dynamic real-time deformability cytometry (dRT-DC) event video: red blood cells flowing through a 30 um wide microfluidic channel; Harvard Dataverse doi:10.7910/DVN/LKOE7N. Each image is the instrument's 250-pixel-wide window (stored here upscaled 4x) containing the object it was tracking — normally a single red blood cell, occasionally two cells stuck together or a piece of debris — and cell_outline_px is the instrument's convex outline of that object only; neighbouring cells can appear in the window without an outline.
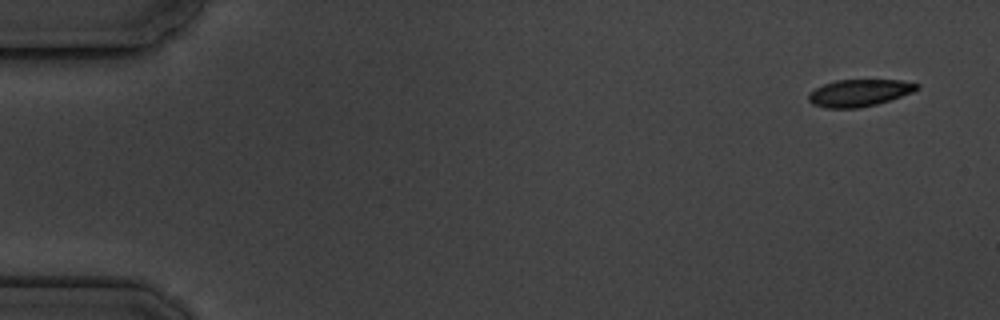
{"species": "common noctule bat (a hibernating species)", "species_latin": "Nyctalus noctula", "temperature_condition": "cold", "stored_images_in_passage": 6, "camera_frame_rate_fps": 3000, "um_per_image_px": 0.085, "animal": {"sex": "male", "body_mass_g": 19.5, "forearm_length_mm": 54.6}, "frame": {"image": 1, "passage_image": 1, "time_ms": 0.0, "image_size_px": [1000, 320], "cell_outline_px": [[920, 88], [912, 92], [876, 104], [860, 108], [824, 108], [812, 104], [808, 100], [808, 96], [816, 88], [824, 84], [836, 80], [900, 80], [920, 84]], "centroid_in_image_um": [73.03, 7.89], "position_along_channel_um": 12.0, "area_um2": 16.94}}
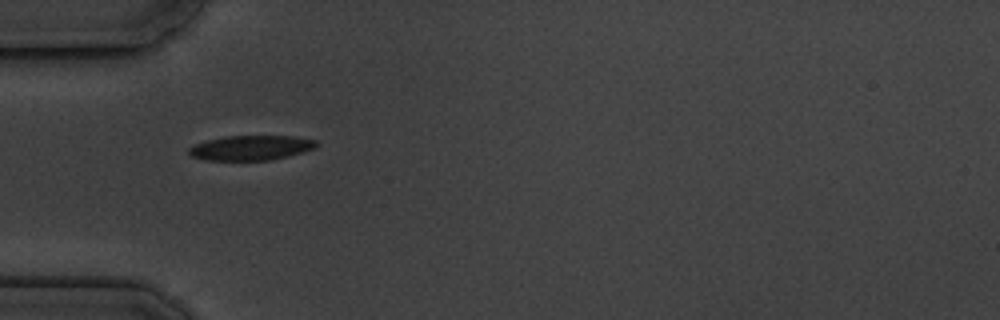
{"frame": {"image": 2, "passage_image": 5, "time_ms": 5.0, "image_size_px": [1000, 320], "cell_outline_px": [[320, 144], [316, 148], [288, 156], [272, 160], [204, 160], [192, 156], [188, 152], [188, 148], [196, 144], [208, 140], [224, 136], [292, 136], [316, 140]], "centroid_in_image_um": [21.36, 12.56], "position_along_channel_um": 63.6, "area_um2": 18.44}}